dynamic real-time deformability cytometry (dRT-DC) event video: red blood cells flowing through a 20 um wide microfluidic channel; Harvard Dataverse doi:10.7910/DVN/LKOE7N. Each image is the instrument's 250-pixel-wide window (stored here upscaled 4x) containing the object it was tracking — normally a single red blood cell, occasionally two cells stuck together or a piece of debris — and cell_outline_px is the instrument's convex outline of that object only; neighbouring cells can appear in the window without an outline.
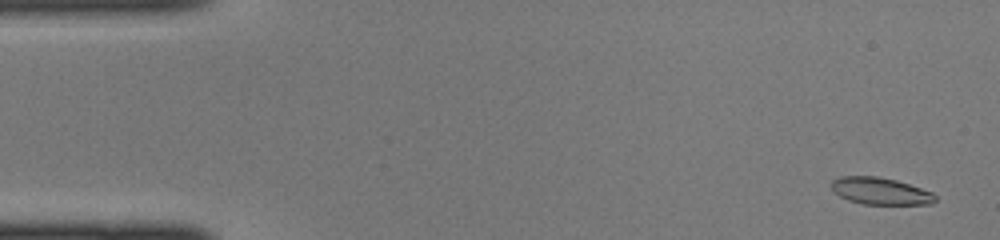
{"species": "common noctule bat (a hibernating species)", "species_latin": "Nyctalus noctula", "temperature_condition": "cold", "stored_images_in_passage": 44, "camera_frame_rate_fps": 3000, "um_per_image_px": 0.085, "animal": {"sex": "female", "body_mass_g": 22.0, "forearm_length_mm": 56.7}, "frame": {"image": 1, "passage_image": 1, "time_ms": 0.0, "image_size_px": [1000, 240], "cell_outline_px": [[936, 200], [932, 204], [864, 204], [848, 200], [840, 196], [832, 188], [832, 180], [840, 176], [876, 176], [896, 180], [932, 192], [936, 196]], "centroid_in_image_um": [74.84, 16.24], "position_along_channel_um": 10.2, "area_um2": 16.18}}
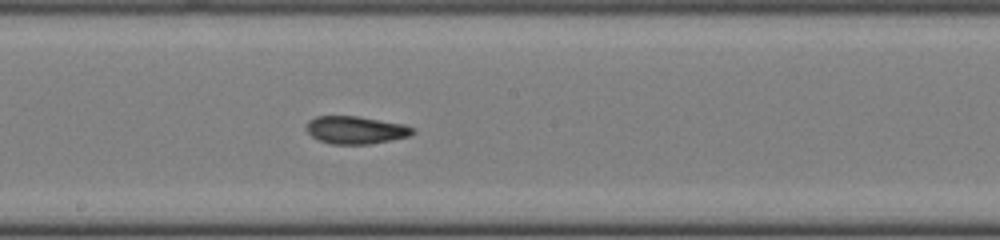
{"frame": {"image": 2, "passage_image": 23, "time_ms": 7.333, "image_size_px": [1000, 240], "cell_outline_px": [[416, 132], [408, 136], [368, 144], [332, 144], [320, 140], [312, 136], [308, 132], [308, 120], [316, 116], [356, 116], [404, 124], [412, 128]], "centroid_in_image_um": [30.23, 11.04], "position_along_channel_um": 218.0, "area_um2": 16.82}}
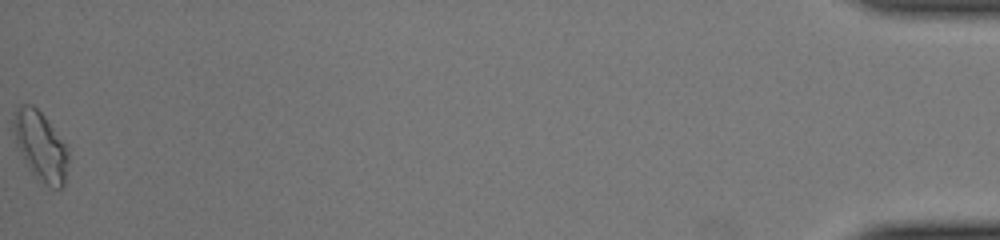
{"frame": {"image": 3, "passage_image": 44, "time_ms": 14.333, "image_size_px": [1000, 240], "cell_outline_px": [[68, 160], [64, 184], [60, 188], [52, 188], [36, 176], [28, 168], [24, 160], [16, 140], [12, 124], [12, 120], [16, 108], [20, 104], [32, 104], [44, 116], [68, 144]], "centroid_in_image_um": [3.47, 12.37], "position_along_channel_um": 431.7, "area_um2": 21.96}}